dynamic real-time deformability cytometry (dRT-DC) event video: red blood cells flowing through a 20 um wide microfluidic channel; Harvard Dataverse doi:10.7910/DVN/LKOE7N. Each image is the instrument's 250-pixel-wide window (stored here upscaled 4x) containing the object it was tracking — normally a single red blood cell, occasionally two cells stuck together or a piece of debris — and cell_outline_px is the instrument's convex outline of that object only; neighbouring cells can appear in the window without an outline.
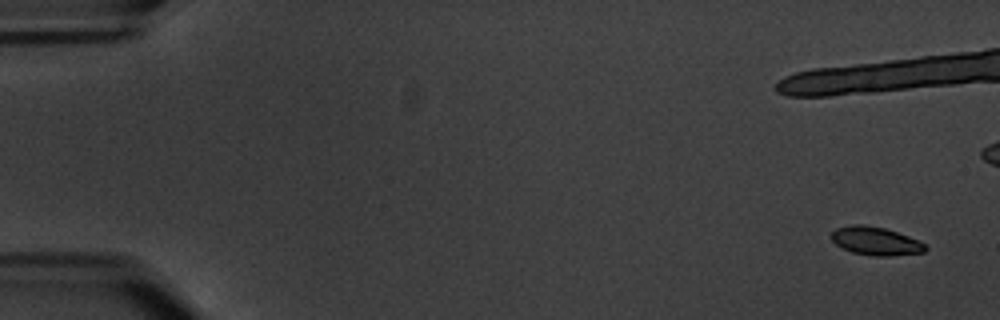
{"species": "common noctule bat (a hibernating species)", "species_latin": "Nyctalus noctula", "temperature_condition": "warm", "stored_images_in_passage": 8, "camera_frame_rate_fps": 3000, "um_per_image_px": 0.085, "animal": {"sex": "male", "body_mass_g": 20.1, "forearm_length_mm": 53.5}, "frame": {"image": 1, "passage_image": 1, "time_ms": 0.0, "image_size_px": [1000, 320], "cell_outline_px": [[928, 248], [924, 252], [892, 256], [872, 256], [852, 252], [836, 244], [832, 240], [832, 232], [836, 228], [852, 224], [864, 224], [884, 228], [908, 236], [924, 244]], "centroid_in_image_um": [74.42, 20.49], "position_along_channel_um": 10.6, "area_um2": 15.37}}